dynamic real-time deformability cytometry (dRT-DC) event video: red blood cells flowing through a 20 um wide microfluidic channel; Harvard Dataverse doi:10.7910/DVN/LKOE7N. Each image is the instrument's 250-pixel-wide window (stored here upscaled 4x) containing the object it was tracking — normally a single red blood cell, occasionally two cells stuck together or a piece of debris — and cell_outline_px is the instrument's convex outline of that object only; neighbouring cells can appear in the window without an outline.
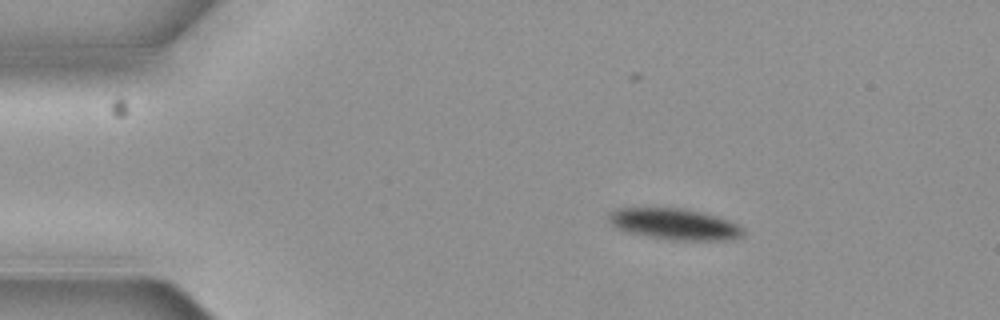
{"species": "common noctule bat (a hibernating species)", "species_latin": "Nyctalus noctula", "temperature_condition": "cold", "stored_images_in_passage": 4, "segment_of_instrument_passage": [1, 2], "camera_frame_rate_fps": 3000, "um_per_image_px": 0.085, "animal": {"sex": "female", "body_mass_g": 19.3, "forearm_length_mm": 54.1}, "frame": {"image": 1, "passage_image": 1, "time_ms": 0.0, "image_size_px": [1000, 320], "cell_outline_px": [[744, 236], [732, 240], [668, 240], [628, 232], [616, 228], [608, 220], [608, 216], [616, 208], [680, 208], [728, 220], [744, 228]], "centroid_in_image_um": [57.33, 19.07], "position_along_channel_um": 27.7, "area_um2": 24.16}}